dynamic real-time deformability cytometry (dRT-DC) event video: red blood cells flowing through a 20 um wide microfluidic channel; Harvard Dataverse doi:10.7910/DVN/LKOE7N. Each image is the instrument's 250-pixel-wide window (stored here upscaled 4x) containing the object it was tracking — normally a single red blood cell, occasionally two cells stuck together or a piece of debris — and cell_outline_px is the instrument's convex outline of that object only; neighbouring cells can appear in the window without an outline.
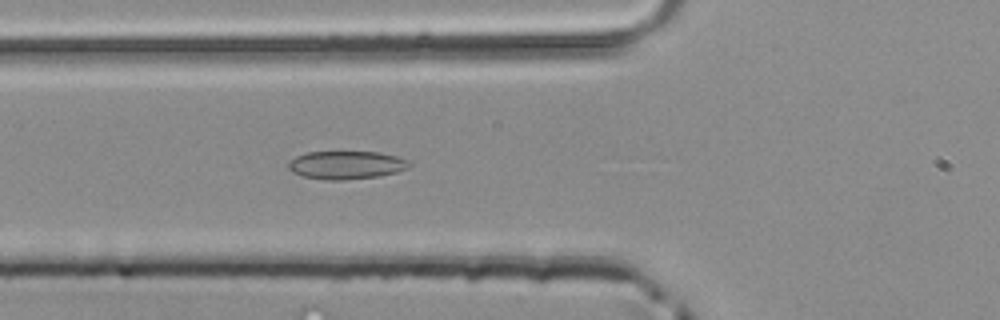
{"species": "common noctule bat (a hibernating species)", "species_latin": "Nyctalus noctula", "temperature_condition": "room temperature", "stored_images_in_passage": 35, "camera_frame_rate_fps": 3000, "um_per_image_px": 0.085, "animal": {"sex": "male", "body_mass_g": 20.4}, "frame": {"image": 1, "passage_image": 18, "time_ms": 5.667, "image_size_px": [1000, 320], "cell_outline_px": [[412, 164], [408, 168], [396, 172], [380, 176], [344, 180], [324, 180], [304, 176], [292, 172], [288, 168], [288, 164], [296, 156], [308, 152], [380, 152], [396, 156], [408, 160]], "centroid_in_image_um": [29.46, 14.03], "position_along_channel_um": 96.3, "area_um2": 19.83}}
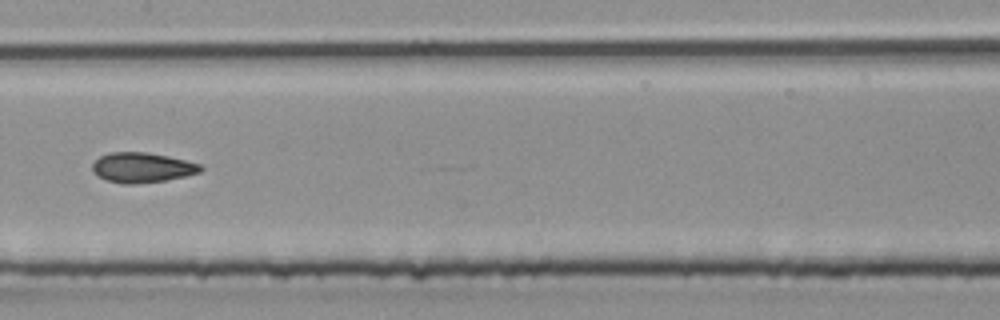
{"frame": {"image": 2, "passage_image": 25, "time_ms": 8.0, "image_size_px": [1000, 320], "cell_outline_px": [[204, 168], [200, 172], [184, 176], [164, 180], [132, 184], [124, 184], [108, 180], [92, 172], [92, 164], [100, 156], [112, 152], [148, 152], [168, 156], [204, 164]], "centroid_in_image_um": [12.12, 14.23], "position_along_channel_um": 195.3, "area_um2": 18.84}}
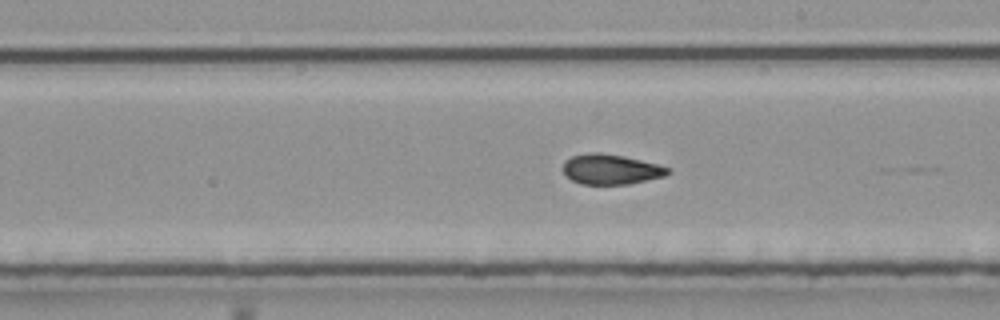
{"frame": {"image": 3, "passage_image": 28, "time_ms": 9.0, "image_size_px": [1000, 320], "cell_outline_px": [[672, 172], [664, 176], [628, 184], [580, 184], [572, 180], [564, 172], [564, 160], [572, 156], [588, 152], [600, 152], [624, 156], [656, 164], [668, 168]], "centroid_in_image_um": [51.9, 14.38], "position_along_channel_um": 237.1, "area_um2": 18.26}}